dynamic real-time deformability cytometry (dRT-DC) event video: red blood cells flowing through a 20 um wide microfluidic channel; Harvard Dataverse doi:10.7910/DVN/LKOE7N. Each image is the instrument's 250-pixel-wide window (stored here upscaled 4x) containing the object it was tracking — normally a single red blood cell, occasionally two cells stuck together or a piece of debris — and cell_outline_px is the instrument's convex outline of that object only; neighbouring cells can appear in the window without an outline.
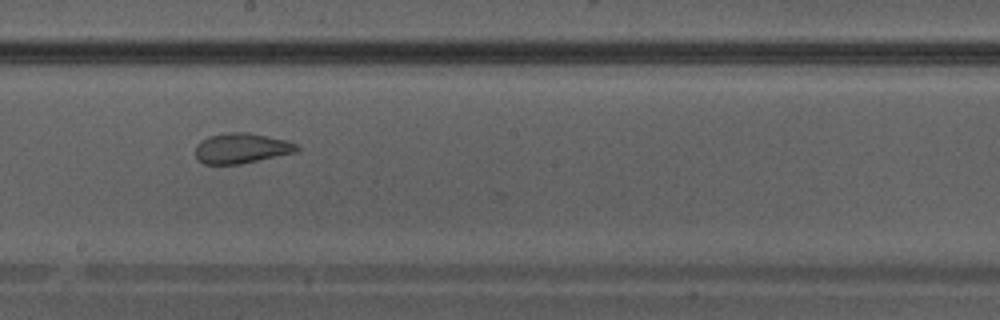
{"species": "Egyptian fruit bat (a non-hibernating species)", "species_latin": "Rousettus aegyptiacus", "temperature_condition": "warm", "stored_images_in_passage": 31, "camera_frame_rate_fps": 3000, "um_per_image_px": 0.085, "animal": {"sex": "male"}, "frame": {"image": 1, "passage_image": 14, "time_ms": 4.333, "image_size_px": [1000, 320], "cell_outline_px": [[300, 148], [296, 152], [240, 164], [204, 164], [196, 156], [196, 144], [208, 136], [228, 132], [248, 132], [288, 140], [296, 144]], "centroid_in_image_um": [20.53, 12.59], "position_along_channel_um": 227.7, "area_um2": 17.86}}